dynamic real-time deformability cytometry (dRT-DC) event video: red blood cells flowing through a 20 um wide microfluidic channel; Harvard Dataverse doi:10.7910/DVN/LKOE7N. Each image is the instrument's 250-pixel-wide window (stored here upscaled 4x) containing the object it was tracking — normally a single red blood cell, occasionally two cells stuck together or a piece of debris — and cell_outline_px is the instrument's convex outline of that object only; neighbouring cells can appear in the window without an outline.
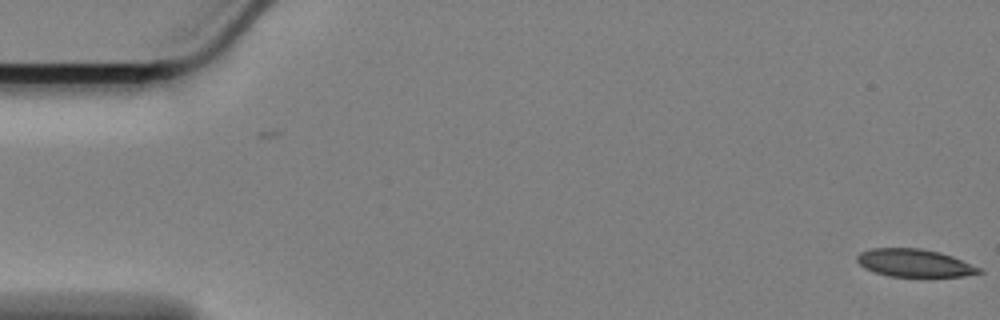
{"species": "Egyptian fruit bat (a non-hibernating species)", "species_latin": "Rousettus aegyptiacus", "temperature_condition": "cold", "stored_images_in_passage": 6, "camera_frame_rate_fps": 3000, "um_per_image_px": 0.085, "animal": {"sex": "female"}, "frame": {"image": 1, "passage_image": 6, "time_ms": 1.667, "image_size_px": [1000, 320], "cell_outline_px": [[984, 272], [964, 276], [888, 276], [864, 268], [856, 260], [856, 256], [860, 252], [872, 248], [920, 248], [940, 252], [952, 256], [980, 268]], "centroid_in_image_um": [77.71, 22.34], "position_along_channel_um": 7.3, "area_um2": 19.59}}